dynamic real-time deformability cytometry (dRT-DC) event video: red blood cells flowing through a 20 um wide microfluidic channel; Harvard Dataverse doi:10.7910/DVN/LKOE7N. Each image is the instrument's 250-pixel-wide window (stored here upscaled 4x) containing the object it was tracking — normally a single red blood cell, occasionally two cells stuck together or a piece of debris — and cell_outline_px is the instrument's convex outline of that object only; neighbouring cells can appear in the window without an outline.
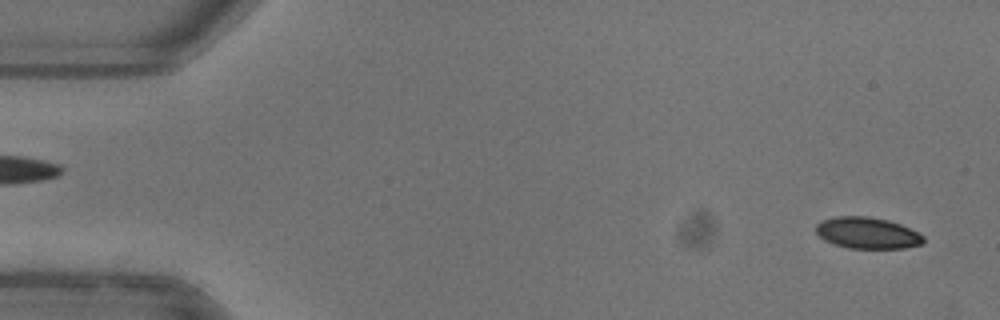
{"species": "common noctule bat (a hibernating species)", "species_latin": "Nyctalus noctula", "temperature_condition": "warm", "stored_images_in_passage": 51, "camera_frame_rate_fps": 3000, "um_per_image_px": 0.085, "animal": {"sex": "female"}, "frame": {"image": 1, "passage_image": 2, "time_ms": 0.333, "image_size_px": [1000, 320], "cell_outline_px": [[924, 244], [904, 248], [848, 248], [832, 244], [824, 240], [816, 232], [816, 224], [820, 220], [836, 216], [868, 216], [888, 220], [900, 224], [924, 236]], "centroid_in_image_um": [73.7, 19.8], "position_along_channel_um": 11.3, "area_um2": 19.77}}
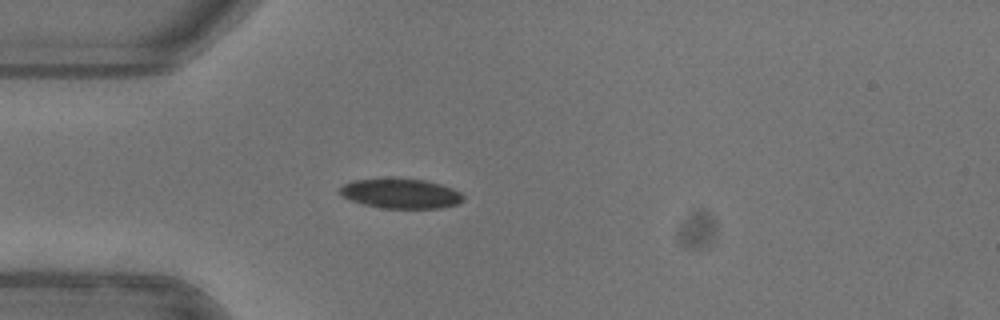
{"frame": {"image": 2, "passage_image": 14, "time_ms": 4.333, "image_size_px": [1000, 320], "cell_outline_px": [[464, 200], [456, 204], [440, 208], [384, 208], [364, 204], [352, 200], [344, 196], [340, 192], [340, 188], [344, 184], [352, 180], [388, 176], [396, 176], [424, 180], [440, 184], [452, 188], [460, 192], [464, 196]], "centroid_in_image_um": [34.06, 16.4], "position_along_channel_um": 50.9, "area_um2": 21.85}}
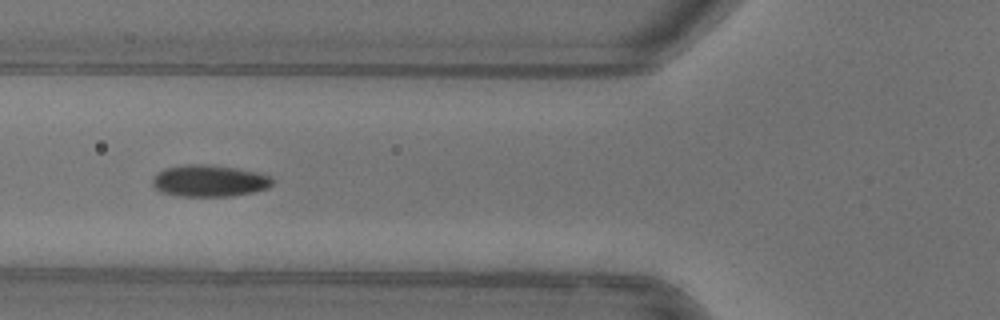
{"frame": {"image": 3, "passage_image": 19, "time_ms": 6.0, "image_size_px": [1000, 320], "cell_outline_px": [[276, 180], [268, 188], [252, 192], [232, 196], [176, 196], [160, 192], [152, 184], [152, 180], [164, 168], [188, 164], [212, 164], [236, 168], [256, 172], [272, 176]], "centroid_in_image_um": [17.82, 15.37], "position_along_channel_um": 108.0, "area_um2": 22.31}, "authors_computed_cell_mechanics": {"area_um2": 21.5016, "velocity_mm_per_s": 3.9771, "shape_relaxation_time_tau1_ms": 4.7489, "shape_relaxation_time_tau2_ms": null, "deformation_change_tau1": 0.1494, "deformation_change_tau2": null}}